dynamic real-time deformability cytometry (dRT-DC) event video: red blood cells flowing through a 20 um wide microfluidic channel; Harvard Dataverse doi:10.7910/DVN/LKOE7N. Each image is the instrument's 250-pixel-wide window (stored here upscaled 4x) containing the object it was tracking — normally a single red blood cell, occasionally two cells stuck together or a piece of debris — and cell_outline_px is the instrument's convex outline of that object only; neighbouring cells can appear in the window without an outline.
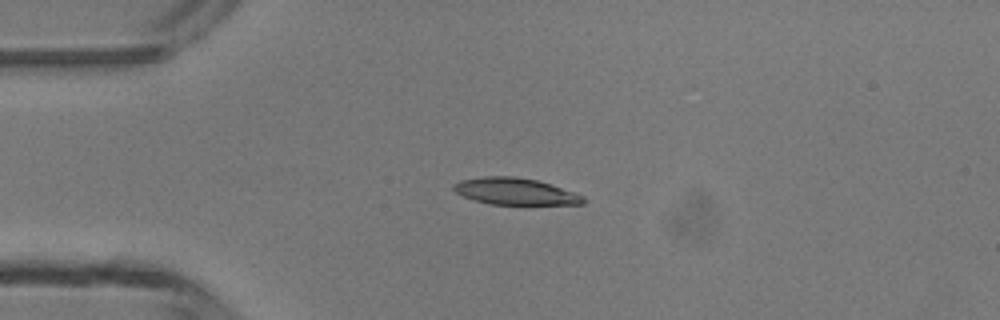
{"species": "common noctule bat (a hibernating species)", "species_latin": "Nyctalus noctula", "temperature_condition": "room temperature", "stored_images_in_passage": 4, "camera_frame_rate_fps": 3000, "um_per_image_px": 0.085, "animal": {"sex": "male", "body_mass_g": 13.3}, "frame": {"image": 1, "passage_image": 3, "time_ms": 2.333, "image_size_px": [1000, 320], "cell_outline_px": [[588, 200], [584, 204], [488, 204], [464, 196], [456, 192], [452, 188], [452, 184], [460, 180], [484, 176], [512, 176], [536, 180], [584, 196]], "centroid_in_image_um": [43.77, 16.27], "position_along_channel_um": 41.2, "area_um2": 19.94}}